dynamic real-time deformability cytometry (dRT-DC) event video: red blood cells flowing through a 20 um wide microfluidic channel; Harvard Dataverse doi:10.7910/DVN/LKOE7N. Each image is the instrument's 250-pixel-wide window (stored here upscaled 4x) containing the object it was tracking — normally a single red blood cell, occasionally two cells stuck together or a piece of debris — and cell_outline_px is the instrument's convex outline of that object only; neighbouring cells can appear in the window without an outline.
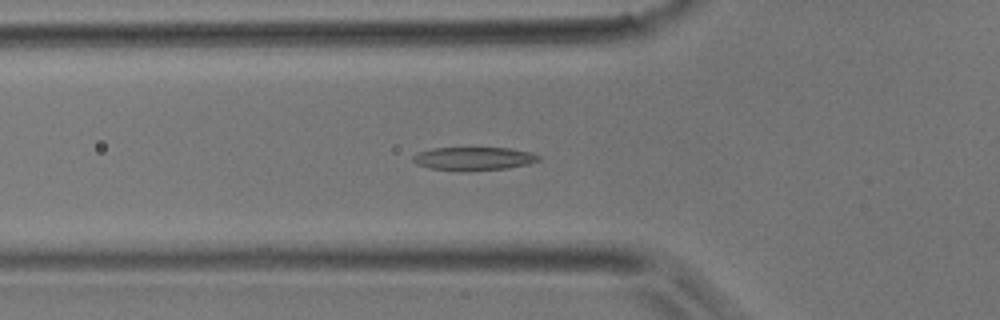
{"species": "common noctule bat (a hibernating species)", "species_latin": "Nyctalus noctula", "temperature_condition": "room temperature", "stored_images_in_passage": 33, "camera_frame_rate_fps": 3000, "um_per_image_px": 0.085, "animal": {"sex": "male", "body_mass_g": 17.9}, "frame": {"image": 1, "passage_image": 6, "time_ms": 1.667, "image_size_px": [1000, 320], "cell_outline_px": [[540, 160], [528, 164], [508, 168], [464, 172], [428, 168], [416, 164], [412, 160], [412, 156], [420, 152], [432, 148], [512, 148], [532, 152], [540, 156]], "centroid_in_image_um": [40.27, 13.49], "position_along_channel_um": 85.5, "area_um2": 17.34}}
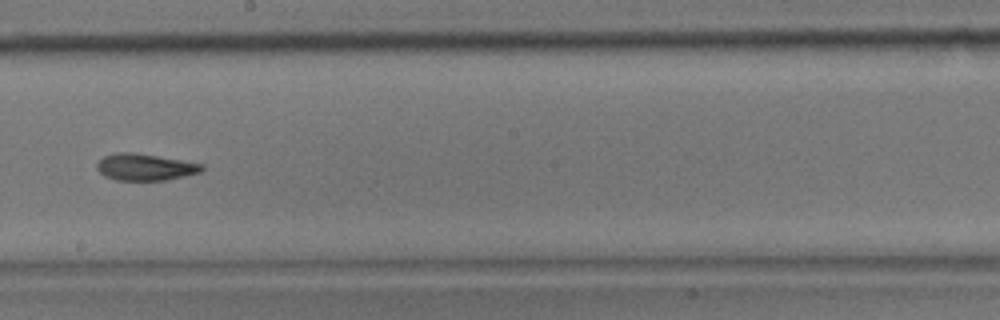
{"frame": {"image": 2, "passage_image": 16, "time_ms": 5.0, "image_size_px": [1000, 320], "cell_outline_px": [[204, 168], [200, 172], [184, 176], [164, 180], [116, 180], [104, 176], [96, 168], [96, 164], [104, 156], [116, 152], [132, 152], [204, 164]], "centroid_in_image_um": [12.3, 14.2], "position_along_channel_um": 235.9, "area_um2": 16.18}}
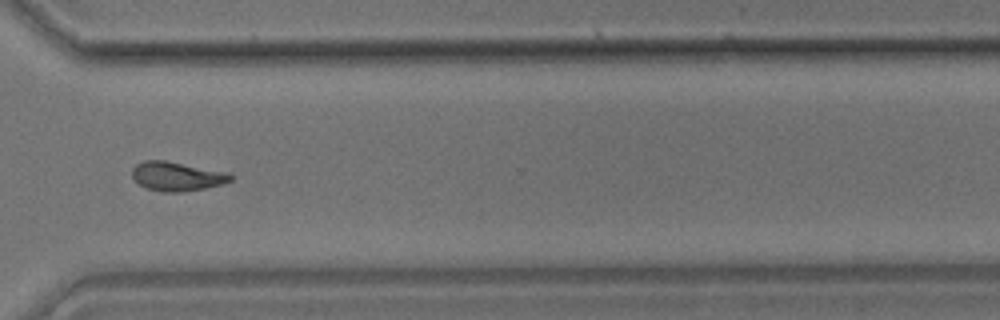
{"frame": {"image": 3, "passage_image": 24, "time_ms": 7.667, "image_size_px": [1000, 320], "cell_outline_px": [[232, 180], [220, 184], [204, 188], [176, 192], [160, 192], [144, 188], [132, 176], [132, 168], [136, 164], [144, 160], [164, 160], [228, 172], [232, 176]], "centroid_in_image_um": [14.99, 14.98], "position_along_channel_um": 355.6, "area_um2": 16.59}}